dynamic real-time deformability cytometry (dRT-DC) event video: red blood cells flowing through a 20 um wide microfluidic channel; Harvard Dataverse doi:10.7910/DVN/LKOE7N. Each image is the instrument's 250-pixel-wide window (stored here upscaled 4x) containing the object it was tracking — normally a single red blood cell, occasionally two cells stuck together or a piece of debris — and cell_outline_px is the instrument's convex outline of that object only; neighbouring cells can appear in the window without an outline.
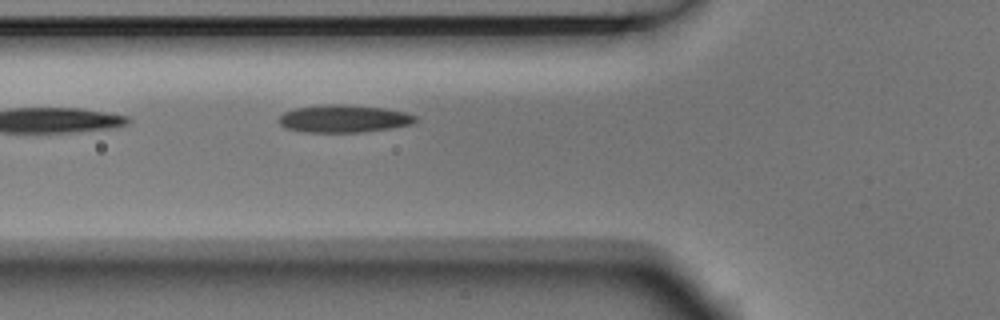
{"species": "Egyptian fruit bat (a non-hibernating species)", "species_latin": "Rousettus aegyptiacus", "temperature_condition": "room temperature", "stored_images_in_passage": 4, "camera_frame_rate_fps": 3000, "um_per_image_px": 0.085, "animal": {"sex": "male"}, "frame": {"image": 1, "passage_image": 4, "time_ms": 1.0, "image_size_px": [1000, 320], "cell_outline_px": [[416, 120], [412, 124], [392, 128], [364, 132], [304, 132], [284, 128], [276, 120], [284, 112], [296, 108], [328, 104], [344, 104], [384, 108], [404, 112], [416, 116]], "centroid_in_image_um": [29.19, 10.09], "position_along_channel_um": 96.6, "area_um2": 22.02}}